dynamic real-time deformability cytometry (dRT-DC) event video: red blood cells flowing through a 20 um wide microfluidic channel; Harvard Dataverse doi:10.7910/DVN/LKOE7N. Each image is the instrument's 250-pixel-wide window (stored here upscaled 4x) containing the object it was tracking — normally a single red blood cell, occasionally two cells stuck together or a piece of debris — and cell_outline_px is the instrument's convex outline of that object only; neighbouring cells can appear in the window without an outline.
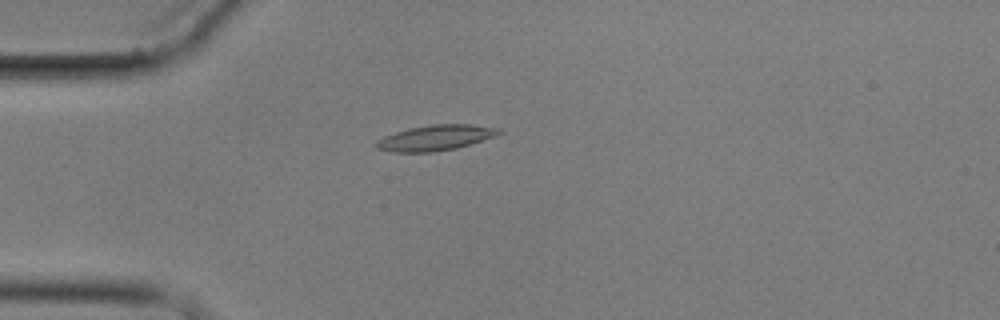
{"species": "common noctule bat (a hibernating species)", "species_latin": "Nyctalus noctula", "temperature_condition": "cold", "stored_images_in_passage": 4, "camera_frame_rate_fps": 3000, "um_per_image_px": 0.085, "animal": {"sex": "male", "body_mass_g": 17.9}, "frame": {"image": 1, "passage_image": 4, "time_ms": 3.333, "image_size_px": [1000, 320], "cell_outline_px": [[504, 132], [496, 136], [456, 148], [432, 152], [392, 152], [376, 148], [376, 140], [384, 136], [408, 128], [432, 124], [468, 124], [500, 128]], "centroid_in_image_um": [37.03, 11.7], "position_along_channel_um": 48.0, "area_um2": 18.21}}